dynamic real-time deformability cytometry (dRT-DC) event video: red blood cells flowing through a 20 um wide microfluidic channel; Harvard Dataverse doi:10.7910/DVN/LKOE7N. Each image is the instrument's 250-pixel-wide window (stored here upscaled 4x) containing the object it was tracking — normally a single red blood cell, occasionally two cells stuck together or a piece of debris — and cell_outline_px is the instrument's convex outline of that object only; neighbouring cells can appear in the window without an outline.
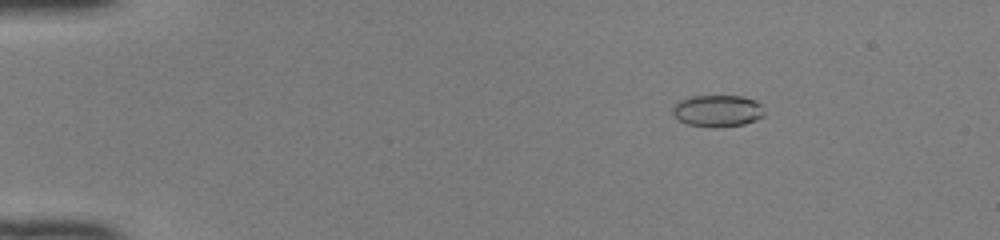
{"species": "common noctule bat (a hibernating species)", "species_latin": "Nyctalus noctula", "temperature_condition": "room temperature", "stored_images_in_passage": 50, "camera_frame_rate_fps": 3000, "um_per_image_px": 0.085, "animal": {"sex": "female", "body_mass_g": 22.0, "forearm_length_mm": 56.7}, "frame": {"image": 1, "passage_image": 8, "time_ms": 2.333, "image_size_px": [1000, 240], "cell_outline_px": [[764, 116], [756, 120], [744, 124], [716, 128], [688, 124], [680, 120], [672, 112], [672, 108], [680, 100], [692, 96], [744, 96], [756, 100], [760, 104], [764, 112]], "centroid_in_image_um": [61.02, 9.42], "position_along_channel_um": 24.0, "area_um2": 16.99}}
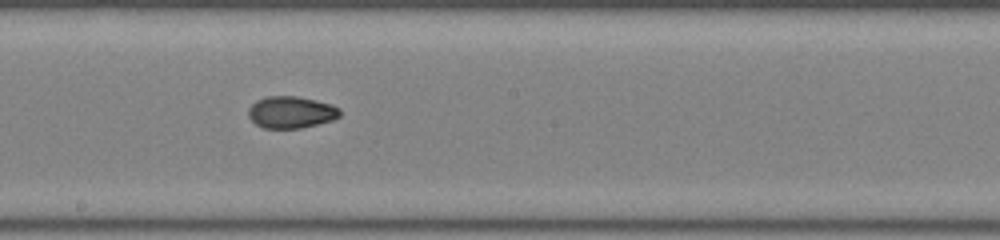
{"frame": {"image": 2, "passage_image": 29, "time_ms": 9.333, "image_size_px": [1000, 240], "cell_outline_px": [[340, 116], [332, 120], [300, 128], [264, 128], [256, 124], [248, 116], [248, 108], [256, 100], [268, 96], [296, 96], [316, 100], [332, 104], [340, 108]], "centroid_in_image_um": [24.74, 9.53], "position_along_channel_um": 223.5, "area_um2": 16.99}}
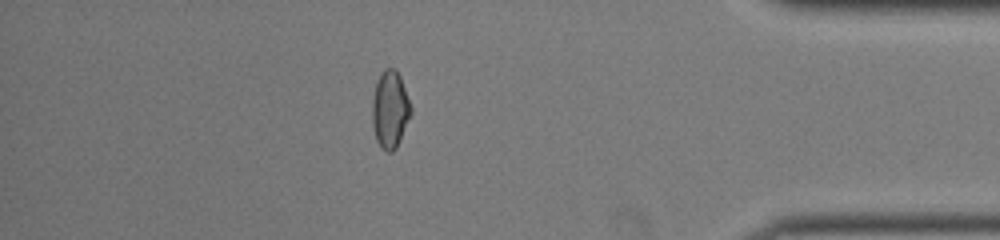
{"frame": {"image": 3, "passage_image": 44, "time_ms": 14.333, "image_size_px": [1000, 240], "cell_outline_px": [[412, 112], [396, 148], [392, 152], [388, 152], [380, 148], [376, 140], [372, 124], [372, 100], [376, 84], [384, 68], [396, 68], [400, 76], [412, 108]], "centroid_in_image_um": [33.15, 9.32], "position_along_channel_um": 402.1, "area_um2": 17.4}, "authors_computed_cell_mechanics": {"area_um2": 17.2244, "velocity_mm_per_s": 4.1758, "shape_relaxation_time_tau1_ms": null, "shape_relaxation_time_tau2_ms": 1.653, "deformation_change_tau1": null, "deformation_change_tau2": 0.0545}}